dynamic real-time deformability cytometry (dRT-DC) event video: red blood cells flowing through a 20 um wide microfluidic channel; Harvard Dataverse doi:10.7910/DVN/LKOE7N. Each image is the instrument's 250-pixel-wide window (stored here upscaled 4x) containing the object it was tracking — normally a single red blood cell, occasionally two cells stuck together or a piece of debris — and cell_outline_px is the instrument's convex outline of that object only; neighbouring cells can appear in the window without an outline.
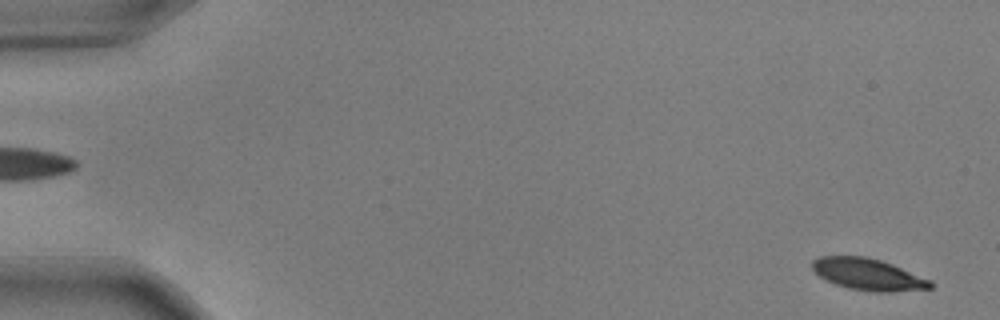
{"species": "common noctule bat (a hibernating species)", "species_latin": "Nyctalus noctula", "temperature_condition": "warm", "stored_images_in_passage": 54, "camera_frame_rate_fps": 3000, "um_per_image_px": 0.085, "animal": {"sex": "male", "body_mass_g": 17.9, "forearm_length_mm": 54.2}, "frame": {"image": 1, "passage_image": 2, "time_ms": 0.333, "image_size_px": [1000, 320], "cell_outline_px": [[932, 288], [892, 292], [868, 292], [848, 288], [836, 284], [820, 276], [812, 268], [812, 260], [820, 256], [864, 256], [880, 260], [892, 264], [932, 280]], "centroid_in_image_um": [73.81, 23.33], "position_along_channel_um": 11.2, "area_um2": 21.79}}
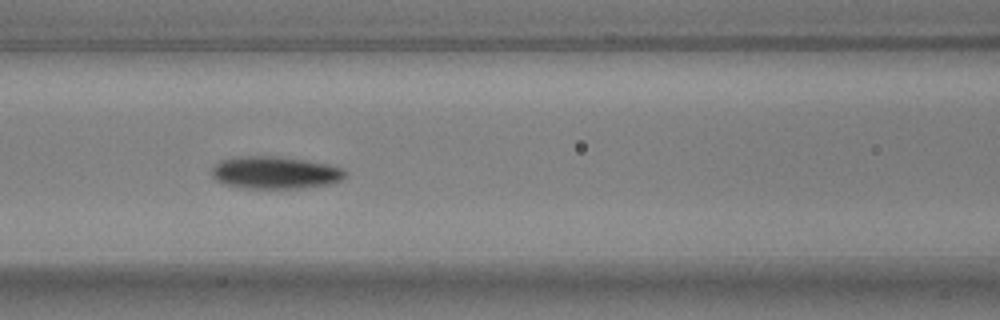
{"frame": {"image": 2, "passage_image": 24, "time_ms": 7.667, "image_size_px": [1000, 320], "cell_outline_px": [[348, 176], [332, 184], [296, 188], [244, 188], [224, 184], [216, 180], [212, 176], [212, 168], [220, 160], [240, 156], [276, 156], [304, 160], [328, 164], [344, 168], [348, 172]], "centroid_in_image_um": [23.41, 14.67], "position_along_channel_um": 143.2, "area_um2": 25.32}}
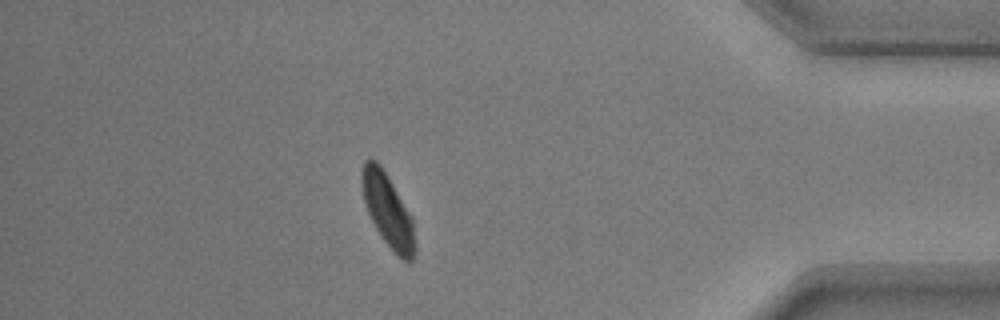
{"frame": {"image": 3, "passage_image": 48, "time_ms": 15.667, "image_size_px": [1000, 320], "cell_outline_px": [[416, 252], [412, 260], [404, 260], [384, 240], [376, 228], [368, 212], [364, 200], [360, 180], [360, 176], [364, 160], [376, 160], [380, 164], [388, 176], [412, 216], [416, 244]], "centroid_in_image_um": [32.97, 17.85], "position_along_channel_um": 402.2, "area_um2": 22.37}, "authors_computed_cell_mechanics": {"area_um2": 23.1489, "velocity_mm_per_s": 3.7002, "shape_relaxation_time_tau1_ms": 1.6468, "shape_relaxation_time_tau2_ms": 5.3438, "deformation_change_tau1": 0.147, "deformation_change_tau2": 0.0995}}